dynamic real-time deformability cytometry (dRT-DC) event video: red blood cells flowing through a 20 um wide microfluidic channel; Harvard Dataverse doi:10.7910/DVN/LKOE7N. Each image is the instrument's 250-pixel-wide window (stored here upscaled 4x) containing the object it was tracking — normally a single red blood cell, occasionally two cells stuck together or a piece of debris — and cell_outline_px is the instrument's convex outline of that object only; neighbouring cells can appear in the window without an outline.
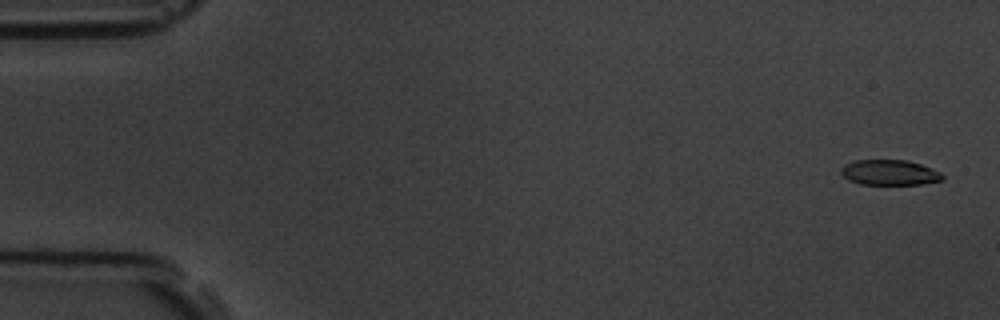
{"species": "common noctule bat (a hibernating species)", "species_latin": "Nyctalus noctula", "temperature_condition": "room temperature", "stored_images_in_passage": 6, "camera_frame_rate_fps": 3000, "um_per_image_px": 0.085, "animal": {"sex": "male", "body_mass_g": 19.5, "forearm_length_mm": 54.6}, "frame": {"image": 1, "passage_image": 1, "time_ms": 0.0, "image_size_px": [1000, 320], "cell_outline_px": [[944, 180], [924, 184], [860, 184], [848, 180], [840, 172], [840, 168], [844, 164], [856, 160], [908, 160], [920, 164], [940, 172], [944, 176]], "centroid_in_image_um": [75.61, 14.66], "position_along_channel_um": 9.4, "area_um2": 15.03}}
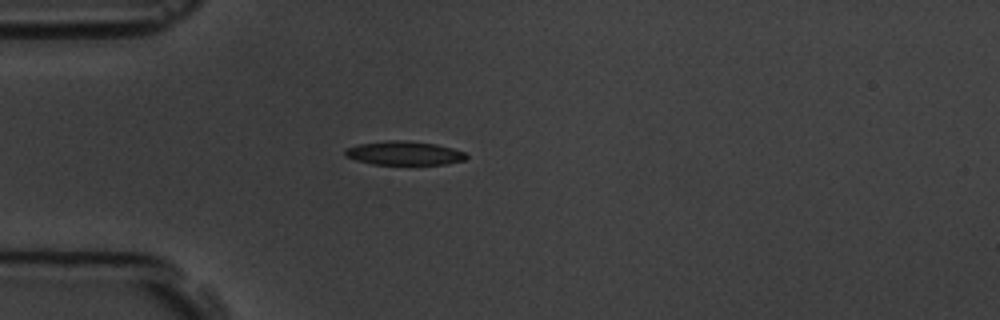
{"frame": {"image": 2, "passage_image": 5, "time_ms": 4.667, "image_size_px": [1000, 320], "cell_outline_px": [[468, 156], [464, 160], [444, 164], [372, 164], [356, 160], [344, 156], [344, 148], [360, 144], [388, 140], [408, 140], [436, 144], [452, 148], [464, 152]], "centroid_in_image_um": [34.32, 13.01], "position_along_channel_um": 50.7, "area_um2": 16.82}}